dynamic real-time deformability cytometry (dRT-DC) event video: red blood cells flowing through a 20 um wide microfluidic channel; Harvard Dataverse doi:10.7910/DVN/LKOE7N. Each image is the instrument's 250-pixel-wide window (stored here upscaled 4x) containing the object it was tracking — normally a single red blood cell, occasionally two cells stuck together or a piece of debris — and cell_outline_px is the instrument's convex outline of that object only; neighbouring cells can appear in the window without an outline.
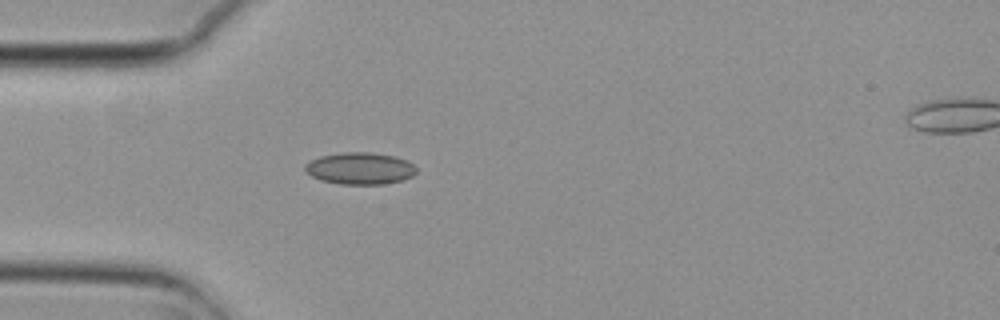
{"species": "common noctule bat (a hibernating species)", "species_latin": "Nyctalus noctula", "temperature_condition": "cold", "stored_images_in_passage": 3, "camera_frame_rate_fps": 3000, "um_per_image_px": 0.085, "animal": {"sex": "female", "body_mass_g": 29.2, "forearm_length_mm": 56.3}, "frame": {"image": 1, "passage_image": 3, "time_ms": 0.667, "image_size_px": [1000, 320], "cell_outline_px": [[416, 172], [412, 176], [400, 180], [384, 184], [340, 184], [320, 180], [304, 172], [304, 164], [320, 156], [344, 152], [372, 152], [392, 156], [404, 160], [412, 164], [416, 168]], "centroid_in_image_um": [30.55, 14.32], "position_along_channel_um": 54.5, "area_um2": 20.58}}